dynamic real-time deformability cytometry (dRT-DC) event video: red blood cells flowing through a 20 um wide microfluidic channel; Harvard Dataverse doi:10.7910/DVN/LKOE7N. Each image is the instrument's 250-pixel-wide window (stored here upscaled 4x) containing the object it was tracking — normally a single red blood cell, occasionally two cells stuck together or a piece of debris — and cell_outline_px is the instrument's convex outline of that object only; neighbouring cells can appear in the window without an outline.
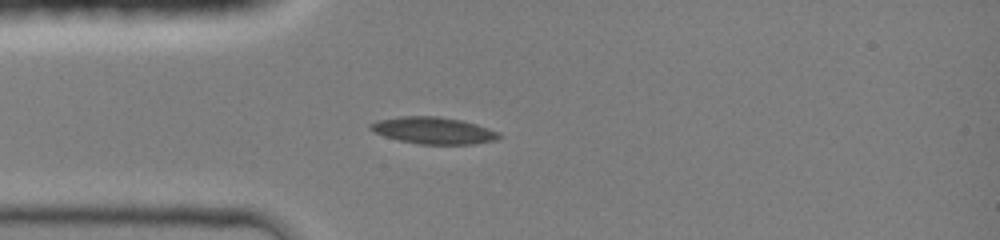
{"species": "common noctule bat (a hibernating species)", "species_latin": "Nyctalus noctula", "temperature_condition": "room temperature", "stored_images_in_passage": 8, "camera_frame_rate_fps": 3000, "um_per_image_px": 0.085, "animal": {"sex": "female", "body_mass_g": 19.0, "forearm_length_mm": 51.5}, "frame": {"image": 1, "passage_image": 6, "time_ms": 3.0, "image_size_px": [1000, 240], "cell_outline_px": [[500, 136], [496, 140], [472, 144], [420, 144], [400, 140], [384, 136], [372, 132], [368, 128], [368, 124], [376, 120], [400, 116], [440, 116], [460, 120], [476, 124], [500, 132]], "centroid_in_image_um": [36.79, 11.08], "position_along_channel_um": 48.2, "area_um2": 20.17}}
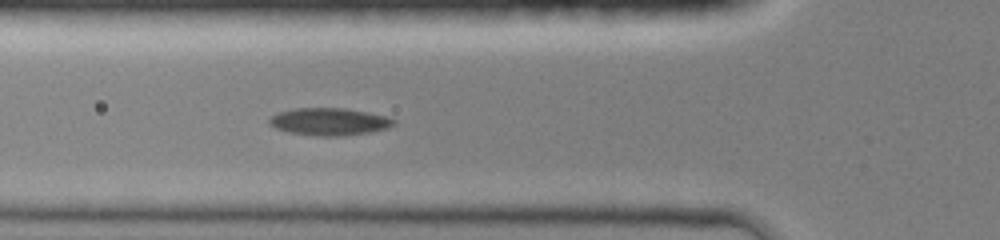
{"frame": {"image": 2, "passage_image": 8, "time_ms": 4.333, "image_size_px": [1000, 240], "cell_outline_px": [[396, 124], [388, 128], [368, 132], [344, 136], [316, 136], [288, 132], [276, 128], [268, 124], [268, 120], [272, 116], [280, 112], [292, 108], [344, 108], [384, 116], [396, 120]], "centroid_in_image_um": [27.96, 10.35], "position_along_channel_um": 97.8, "area_um2": 19.77}}